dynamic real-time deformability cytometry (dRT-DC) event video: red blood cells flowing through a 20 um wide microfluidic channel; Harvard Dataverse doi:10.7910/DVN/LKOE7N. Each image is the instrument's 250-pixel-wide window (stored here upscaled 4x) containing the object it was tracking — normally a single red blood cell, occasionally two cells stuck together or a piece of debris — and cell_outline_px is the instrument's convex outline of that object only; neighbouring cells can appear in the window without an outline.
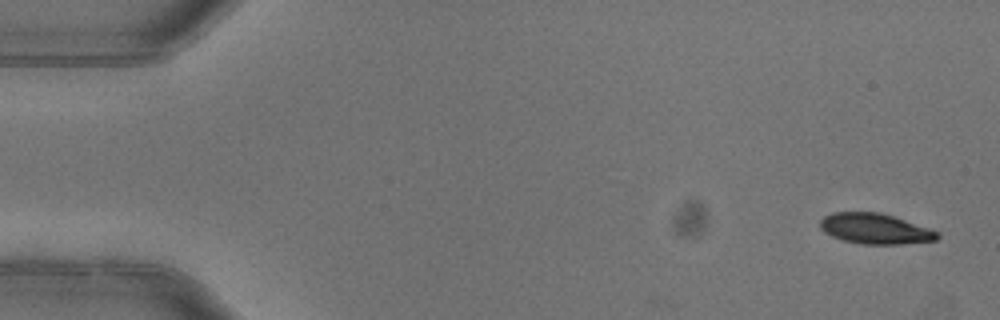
{"species": "common noctule bat (a hibernating species)", "species_latin": "Nyctalus noctula", "temperature_condition": "warm", "stored_images_in_passage": 5, "camera_frame_rate_fps": 3000, "um_per_image_px": 0.085, "animal": {"sex": "female"}, "frame": {"image": 1, "passage_image": 1, "time_ms": 0.0, "image_size_px": [1000, 320], "cell_outline_px": [[940, 236], [936, 240], [900, 244], [864, 244], [844, 240], [832, 236], [824, 232], [820, 228], [820, 220], [824, 216], [832, 212], [880, 212], [940, 232]], "centroid_in_image_um": [74.36, 19.44], "position_along_channel_um": 10.6, "area_um2": 20.63}}
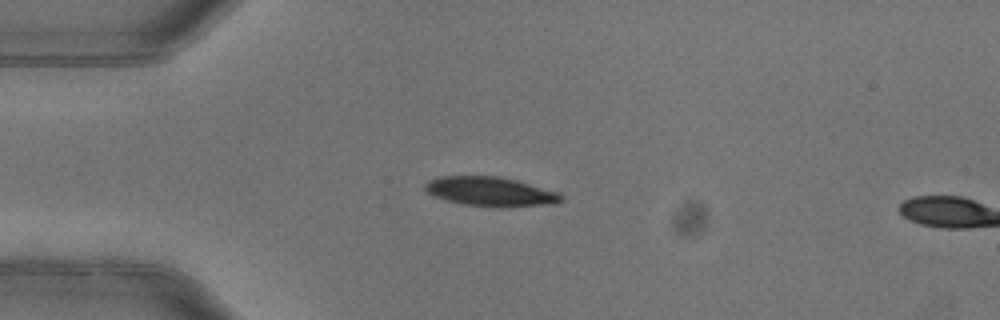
{"frame": {"image": 2, "passage_image": 4, "time_ms": 1.0, "image_size_px": [1000, 320], "cell_outline_px": [[564, 200], [556, 204], [504, 208], [500, 208], [464, 204], [448, 200], [436, 196], [428, 192], [424, 188], [424, 184], [428, 180], [436, 176], [500, 176], [516, 180], [560, 192], [564, 196]], "centroid_in_image_um": [41.76, 16.29], "position_along_channel_um": 43.2, "area_um2": 23.64}}